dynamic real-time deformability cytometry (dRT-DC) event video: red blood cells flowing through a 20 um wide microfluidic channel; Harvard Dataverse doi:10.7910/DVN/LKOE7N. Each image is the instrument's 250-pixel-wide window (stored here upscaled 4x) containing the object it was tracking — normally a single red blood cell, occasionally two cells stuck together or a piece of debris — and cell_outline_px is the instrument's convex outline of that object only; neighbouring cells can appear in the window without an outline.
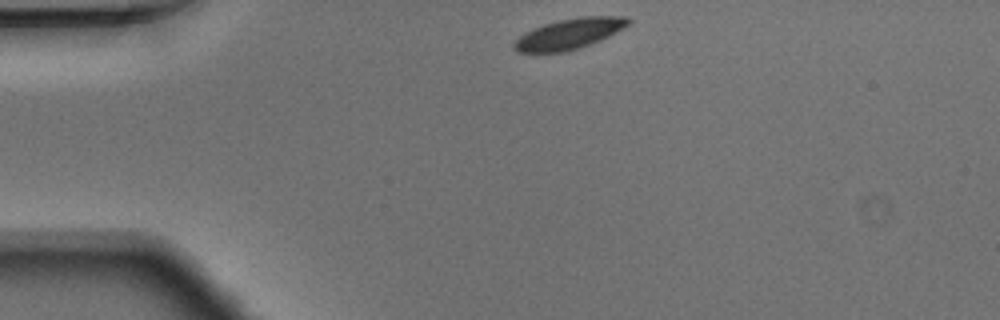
{"species": "Egyptian fruit bat (a non-hibernating species)", "species_latin": "Rousettus aegyptiacus", "temperature_condition": "warm", "stored_images_in_passage": 39, "camera_frame_rate_fps": 3000, "um_per_image_px": 0.085, "animal": {"sex": "male"}, "frame": {"image": 1, "passage_image": 1, "time_ms": 0.0, "image_size_px": [1000, 320], "cell_outline_px": [[632, 20], [628, 24], [616, 32], [600, 40], [580, 48], [564, 52], [516, 52], [512, 48], [512, 44], [520, 36], [544, 24], [560, 20], [580, 16], [628, 16]], "centroid_in_image_um": [48.4, 2.87], "position_along_channel_um": 36.6, "area_um2": 20.11}}
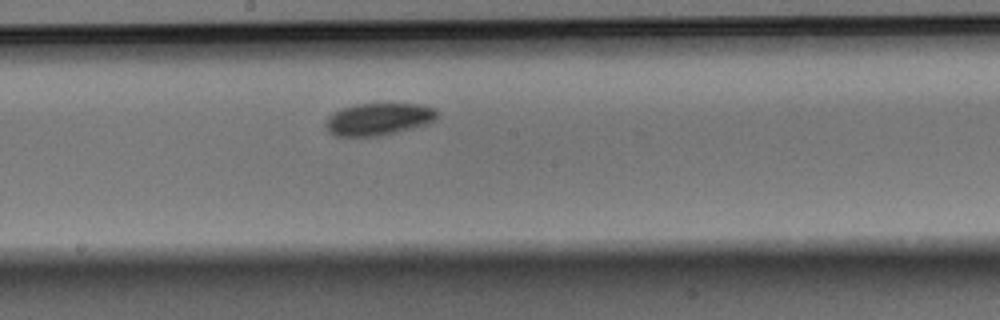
{"frame": {"image": 2, "passage_image": 17, "time_ms": 5.333, "image_size_px": [1000, 320], "cell_outline_px": [[440, 116], [436, 120], [428, 124], [380, 136], [336, 136], [328, 132], [324, 124], [324, 120], [332, 112], [340, 108], [356, 104], [420, 104], [436, 108], [440, 112]], "centroid_in_image_um": [32.18, 10.12], "position_along_channel_um": 216.0, "area_um2": 21.39}}
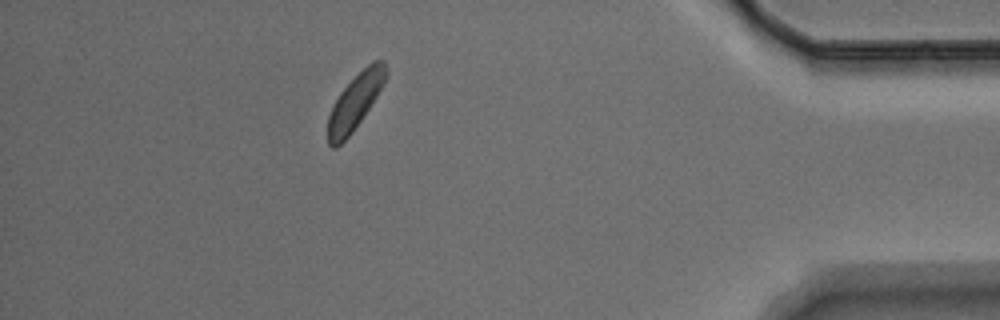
{"frame": {"image": 3, "passage_image": 34, "time_ms": 11.0, "image_size_px": [1000, 320], "cell_outline_px": [[388, 76], [376, 96], [352, 132], [336, 148], [332, 148], [328, 144], [328, 116], [340, 92], [372, 60], [384, 60], [388, 68]], "centroid_in_image_um": [30.2, 8.62], "position_along_channel_um": 405.0, "area_um2": 18.26}}